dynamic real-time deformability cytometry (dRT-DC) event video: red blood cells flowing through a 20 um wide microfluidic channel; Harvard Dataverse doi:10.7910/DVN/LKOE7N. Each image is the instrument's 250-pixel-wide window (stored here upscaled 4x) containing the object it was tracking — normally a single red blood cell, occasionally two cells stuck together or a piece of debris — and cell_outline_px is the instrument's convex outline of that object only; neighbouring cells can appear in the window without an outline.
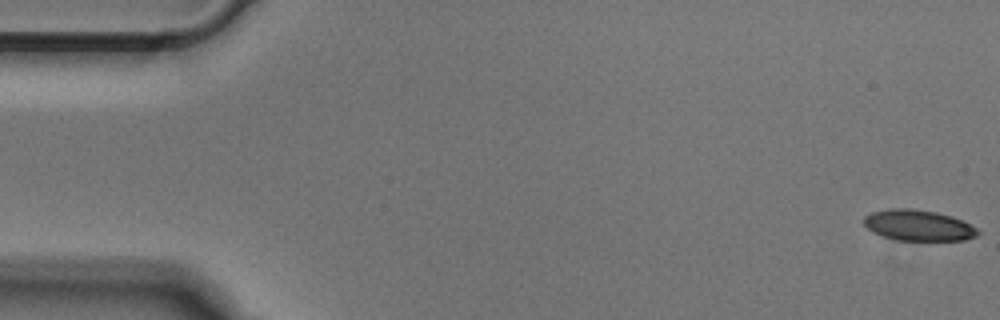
{"species": "Egyptian fruit bat (a non-hibernating species)", "species_latin": "Rousettus aegyptiacus", "temperature_condition": "cold", "stored_images_in_passage": 51, "camera_frame_rate_fps": 3000, "um_per_image_px": 0.085, "animal": {"sex": "male"}, "frame": {"image": 1, "passage_image": 1, "time_ms": 0.0, "image_size_px": [1000, 320], "cell_outline_px": [[980, 232], [976, 236], [964, 240], [896, 240], [872, 232], [864, 224], [864, 216], [872, 212], [892, 208], [912, 208], [936, 212], [952, 216], [976, 228]], "centroid_in_image_um": [78.04, 19.15], "position_along_channel_um": 7.0, "area_um2": 20.35}}
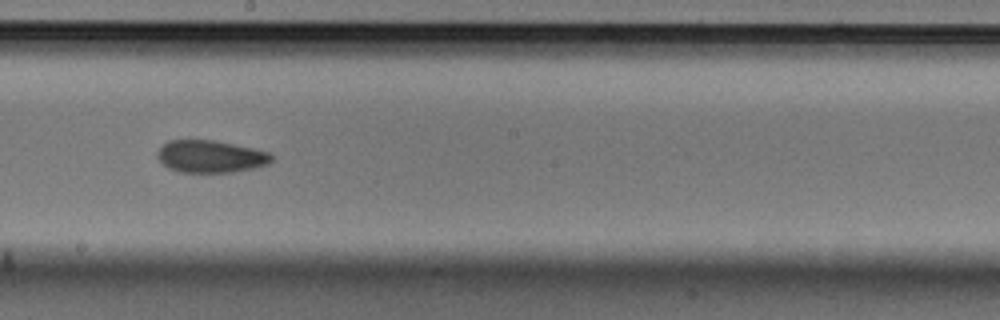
{"frame": {"image": 2, "passage_image": 28, "time_ms": 9.0, "image_size_px": [1000, 320], "cell_outline_px": [[272, 160], [268, 164], [256, 168], [232, 172], [180, 172], [168, 168], [156, 156], [156, 152], [168, 140], [212, 140], [252, 148], [268, 152], [272, 156]], "centroid_in_image_um": [17.88, 13.31], "position_along_channel_um": 230.3, "area_um2": 21.39}}
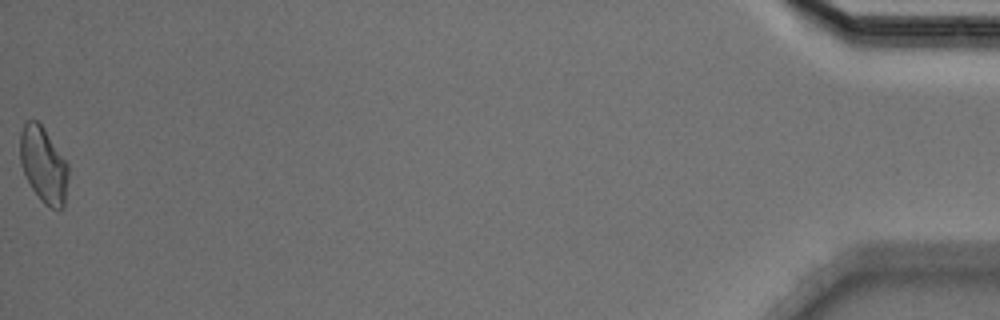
{"frame": {"image": 3, "passage_image": 51, "time_ms": 16.667, "image_size_px": [1000, 320], "cell_outline_px": [[68, 176], [64, 208], [60, 212], [44, 204], [40, 200], [32, 188], [24, 172], [20, 160], [20, 132], [24, 124], [28, 120], [36, 120], [44, 128], [68, 164]], "centroid_in_image_um": [3.71, 14.05], "position_along_channel_um": 431.5, "area_um2": 21.27}}